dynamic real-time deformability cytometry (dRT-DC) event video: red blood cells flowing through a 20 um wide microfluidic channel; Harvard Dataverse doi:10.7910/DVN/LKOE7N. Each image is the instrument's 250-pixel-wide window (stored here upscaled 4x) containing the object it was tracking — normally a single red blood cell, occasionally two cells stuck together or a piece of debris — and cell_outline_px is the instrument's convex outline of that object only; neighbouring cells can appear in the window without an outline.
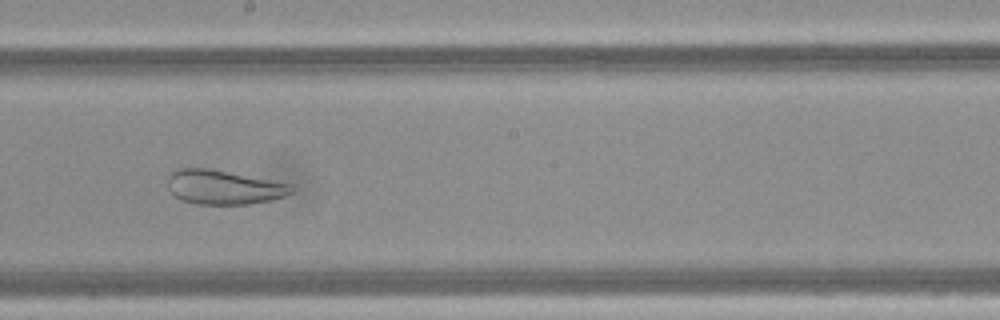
{"species": "Egyptian fruit bat (a non-hibernating species)", "species_latin": "Rousettus aegyptiacus", "temperature_condition": "warm", "stored_images_in_passage": 50, "camera_frame_rate_fps": 3000, "um_per_image_px": 0.085, "frame": {"image": 1, "passage_image": 27, "time_ms": 8.667, "image_size_px": [1000, 320], "cell_outline_px": [[296, 192], [284, 196], [268, 200], [248, 204], [196, 204], [184, 200], [176, 196], [168, 188], [168, 176], [176, 168], [208, 168], [292, 184], [296, 188]], "centroid_in_image_um": [19.04, 15.9], "position_along_channel_um": 229.2, "area_um2": 24.62}}
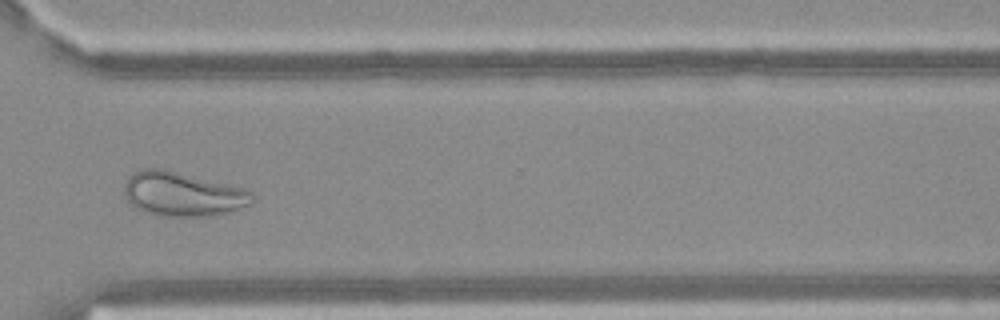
{"frame": {"image": 2, "passage_image": 37, "time_ms": 12.0, "image_size_px": [1000, 320], "cell_outline_px": [[256, 200], [252, 204], [232, 212], [204, 216], [156, 216], [144, 212], [136, 208], [128, 200], [124, 192], [124, 184], [128, 176], [132, 172], [140, 168], [164, 168], [244, 188], [252, 192]], "centroid_in_image_um": [15.53, 16.49], "position_along_channel_um": 355.1, "area_um2": 33.52}}
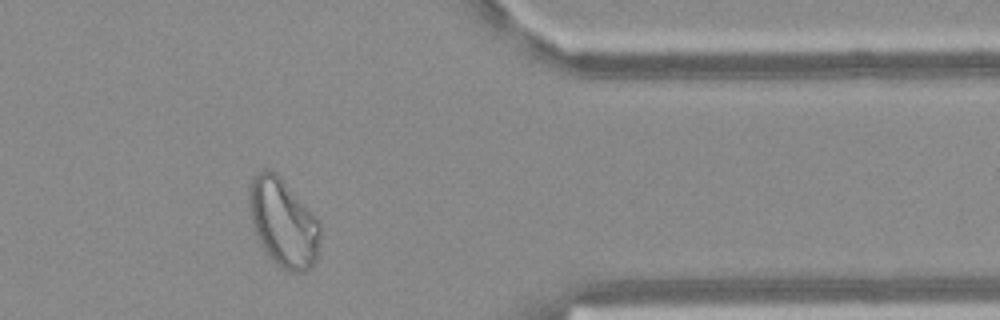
{"frame": {"image": 3, "passage_image": 41, "time_ms": 13.333, "image_size_px": [1000, 320], "cell_outline_px": [[320, 252], [316, 260], [304, 272], [292, 272], [276, 264], [268, 256], [260, 244], [252, 228], [248, 208], [248, 188], [252, 176], [256, 172], [264, 168], [272, 168], [280, 176], [320, 220]], "centroid_in_image_um": [24.05, 18.88], "position_along_channel_um": 387.4, "area_um2": 37.45}}